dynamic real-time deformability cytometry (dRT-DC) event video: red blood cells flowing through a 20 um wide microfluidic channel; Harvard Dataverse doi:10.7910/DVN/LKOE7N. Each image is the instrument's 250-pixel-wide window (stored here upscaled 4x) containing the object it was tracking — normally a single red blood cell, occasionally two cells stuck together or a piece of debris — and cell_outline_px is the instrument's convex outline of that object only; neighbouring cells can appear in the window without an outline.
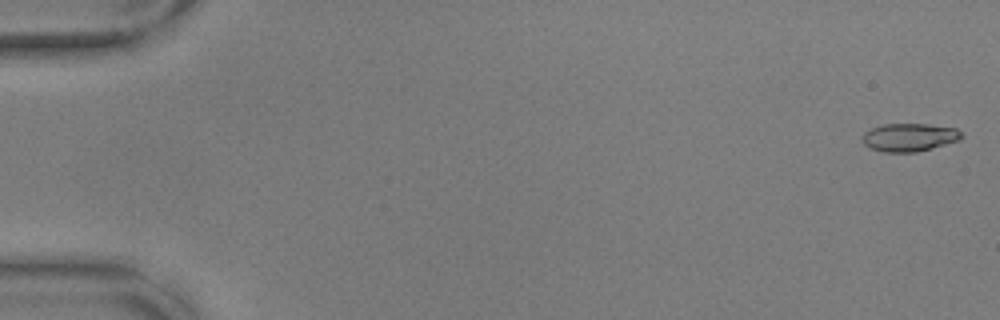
{"species": "common noctule bat (a hibernating species)", "species_latin": "Nyctalus noctula", "temperature_condition": "warm", "stored_images_in_passage": 56, "camera_frame_rate_fps": 3000, "um_per_image_px": 0.085, "animal": {"sex": "male", "body_mass_g": 17.9, "forearm_length_mm": 54.2}, "frame": {"image": 1, "passage_image": 2, "time_ms": 0.333, "image_size_px": [1000, 320], "cell_outline_px": [[964, 136], [960, 140], [916, 152], [884, 152], [868, 148], [864, 144], [864, 132], [872, 128], [884, 124], [928, 124], [956, 128]], "centroid_in_image_um": [77.3, 11.67], "position_along_channel_um": 7.7, "area_um2": 16.13}}
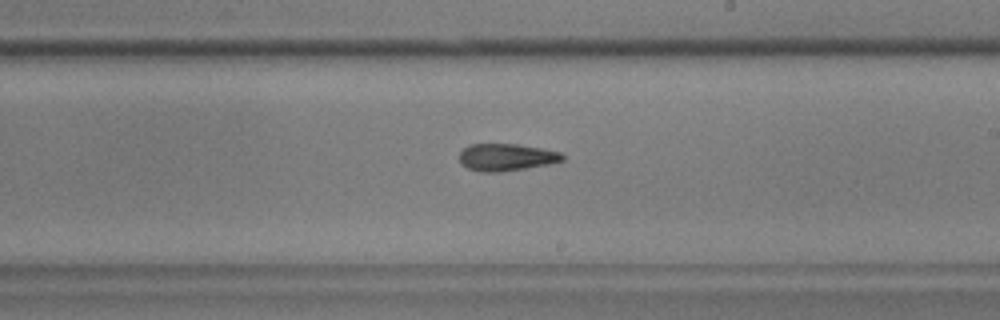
{"frame": {"image": 2, "passage_image": 34, "time_ms": 11.0, "image_size_px": [1000, 320], "cell_outline_px": [[564, 160], [548, 164], [500, 172], [480, 172], [468, 168], [460, 164], [460, 152], [468, 144], [516, 144], [540, 148], [560, 152], [564, 156]], "centroid_in_image_um": [43.0, 13.36], "position_along_channel_um": 246.0, "area_um2": 16.24}}
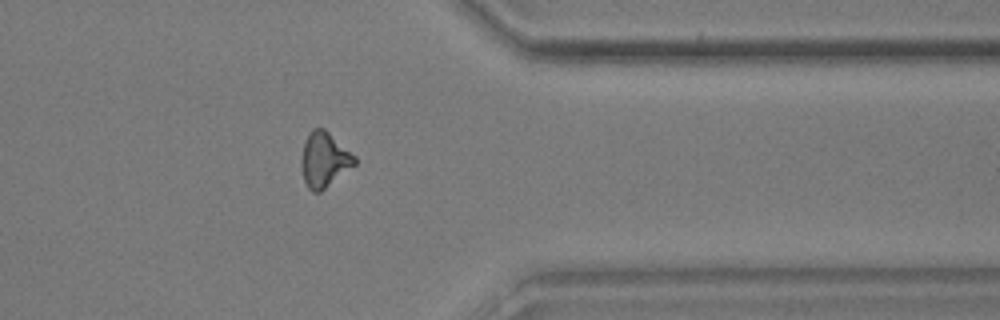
{"frame": {"image": 3, "passage_image": 46, "time_ms": 15.0, "image_size_px": [1000, 320], "cell_outline_px": [[356, 164], [320, 192], [312, 192], [308, 188], [304, 180], [300, 164], [300, 160], [304, 140], [312, 128], [324, 128], [356, 156]], "centroid_in_image_um": [27.54, 13.56], "position_along_channel_um": 383.9, "area_um2": 17.17}, "authors_computed_cell_mechanics": {"area_um2": 16.3863, "velocity_mm_per_s": 3.6698, "shape_relaxation_time_tau1_ms": 11.3965, "shape_relaxation_time_tau2_ms": 4.1767, "deformation_change_tau1": 0.2976, "deformation_change_tau2": 0.1254}}